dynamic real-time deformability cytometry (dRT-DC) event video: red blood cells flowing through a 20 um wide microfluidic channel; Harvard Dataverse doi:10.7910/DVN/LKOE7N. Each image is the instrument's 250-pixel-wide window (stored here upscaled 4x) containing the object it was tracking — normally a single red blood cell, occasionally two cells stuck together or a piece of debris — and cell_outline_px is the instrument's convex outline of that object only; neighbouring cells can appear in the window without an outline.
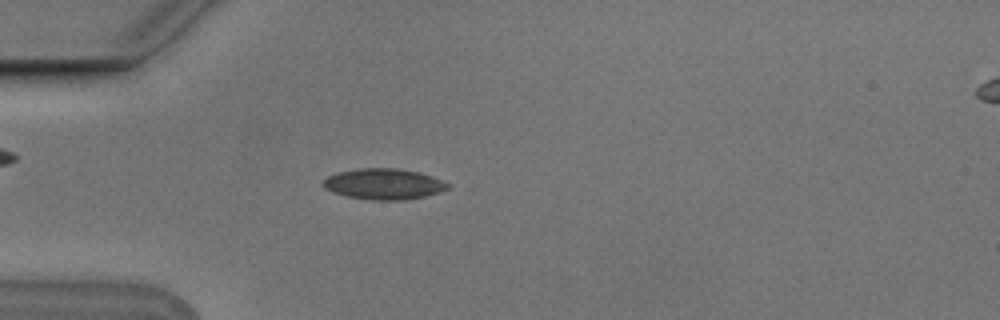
{"species": "Egyptian fruit bat (a non-hibernating species)", "species_latin": "Rousettus aegyptiacus", "temperature_condition": "cold", "stored_images_in_passage": 5, "camera_frame_rate_fps": 3000, "um_per_image_px": 0.085, "animal": {"sex": "male"}, "frame": {"image": 1, "passage_image": 4, "time_ms": 1.0, "image_size_px": [1000, 320], "cell_outline_px": [[448, 188], [440, 192], [424, 196], [404, 200], [372, 200], [348, 196], [324, 188], [324, 180], [328, 176], [336, 172], [356, 168], [396, 168], [420, 172], [432, 176], [448, 184]], "centroid_in_image_um": [32.62, 15.63], "position_along_channel_um": 52.4, "area_um2": 22.2}}